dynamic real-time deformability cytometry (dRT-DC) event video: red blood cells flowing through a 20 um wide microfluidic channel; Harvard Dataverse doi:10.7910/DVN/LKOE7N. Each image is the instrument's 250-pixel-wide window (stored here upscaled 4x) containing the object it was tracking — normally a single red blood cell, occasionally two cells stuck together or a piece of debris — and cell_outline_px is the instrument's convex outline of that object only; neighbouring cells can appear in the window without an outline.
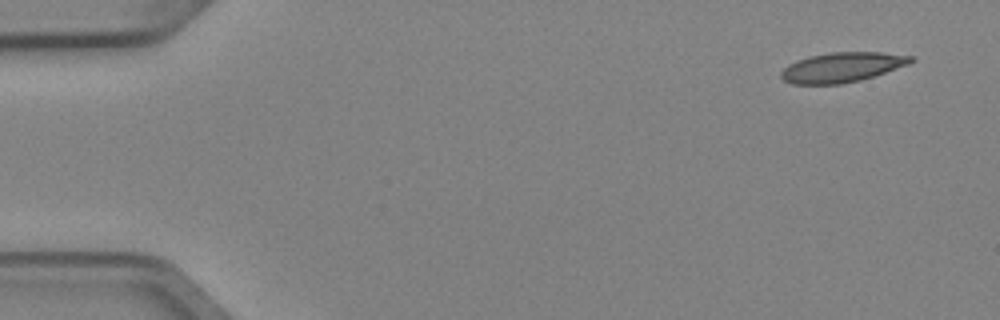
{"species": "Egyptian fruit bat (a non-hibernating species)", "species_latin": "Rousettus aegyptiacus", "temperature_condition": "cold", "stored_images_in_passage": 6, "camera_frame_rate_fps": 3000, "um_per_image_px": 0.085, "animal": {"sex": "female"}, "frame": {"image": 1, "passage_image": 1, "time_ms": 0.0, "image_size_px": [1000, 320], "cell_outline_px": [[916, 60], [908, 64], [860, 80], [840, 84], [792, 84], [784, 80], [780, 76], [780, 72], [788, 64], [796, 60], [808, 56], [832, 52], [880, 52], [912, 56]], "centroid_in_image_um": [71.53, 5.71], "position_along_channel_um": 13.5, "area_um2": 22.43}}
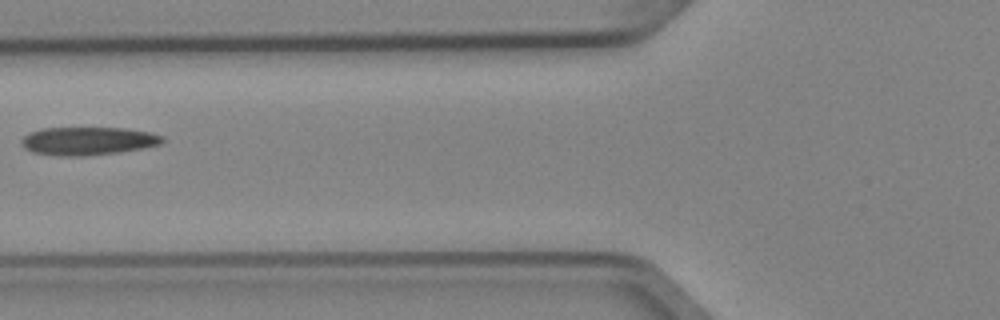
{"frame": {"image": 2, "passage_image": 5, "time_ms": 1.333, "image_size_px": [1000, 320], "cell_outline_px": [[164, 140], [160, 144], [144, 148], [120, 152], [84, 156], [60, 156], [32, 152], [24, 148], [20, 144], [20, 140], [28, 132], [40, 128], [124, 128], [148, 132], [164, 136]], "centroid_in_image_um": [7.43, 11.98], "position_along_channel_um": 118.4, "area_um2": 23.29}}
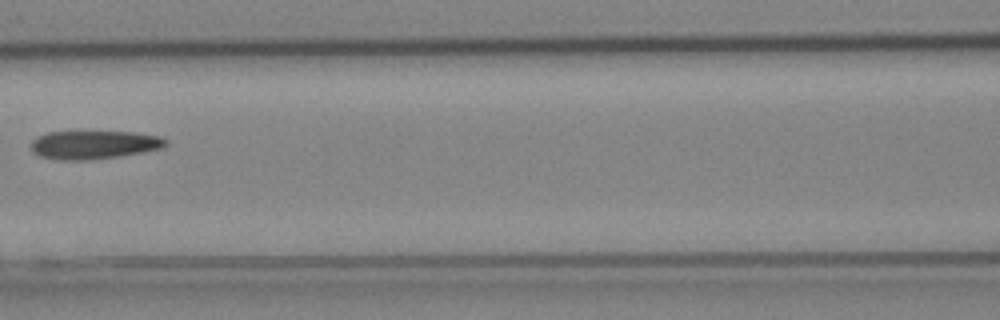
{"frame": {"image": 3, "passage_image": 6, "time_ms": 1.667, "image_size_px": [1000, 320], "cell_outline_px": [[168, 144], [160, 148], [120, 156], [88, 160], [56, 160], [40, 156], [32, 152], [32, 140], [36, 136], [48, 132], [136, 132], [160, 136], [168, 140]], "centroid_in_image_um": [7.97, 12.3], "position_along_channel_um": 158.6, "area_um2": 22.31}}